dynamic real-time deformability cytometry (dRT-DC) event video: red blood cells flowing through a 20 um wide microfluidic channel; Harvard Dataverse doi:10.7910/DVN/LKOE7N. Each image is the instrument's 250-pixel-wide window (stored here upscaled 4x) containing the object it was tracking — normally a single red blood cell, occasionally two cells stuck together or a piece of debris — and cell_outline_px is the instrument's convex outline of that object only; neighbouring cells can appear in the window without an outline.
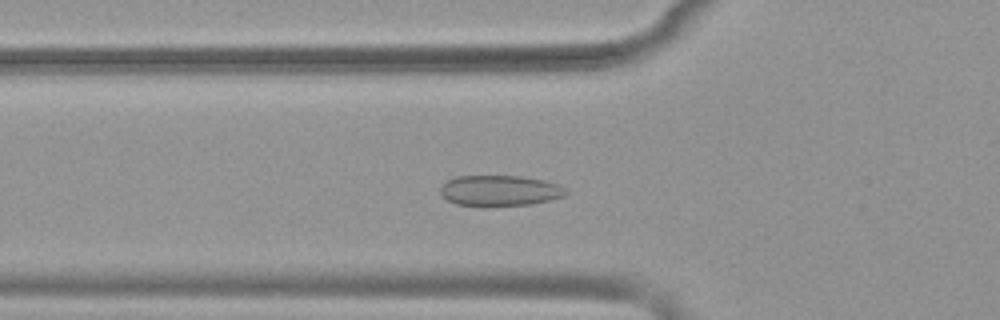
{"species": "common noctule bat (a hibernating species)", "species_latin": "Nyctalus noctula", "temperature_condition": "warm", "stored_images_in_passage": 50, "camera_frame_rate_fps": 3000, "um_per_image_px": 0.085, "animal": {"sex": "female", "body_mass_g": 19.9}, "frame": {"image": 1, "passage_image": 18, "time_ms": 5.667, "image_size_px": [1000, 320], "cell_outline_px": [[568, 192], [564, 196], [552, 200], [528, 204], [456, 204], [448, 200], [440, 192], [440, 188], [448, 180], [456, 176], [520, 176], [544, 180], [560, 184]], "centroid_in_image_um": [42.53, 16.17], "position_along_channel_um": 83.3, "area_um2": 21.85}}
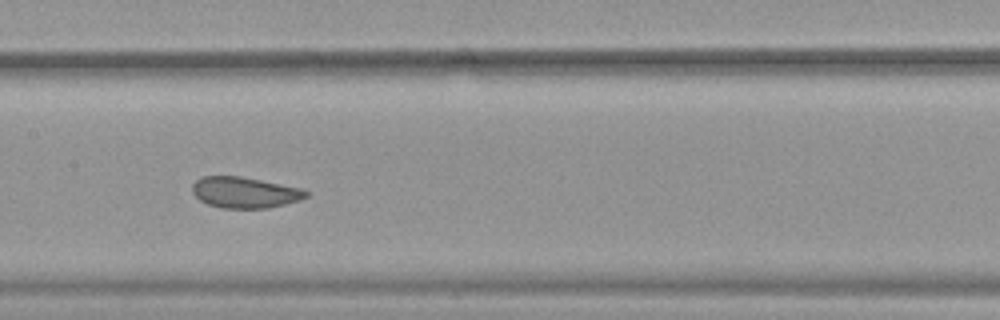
{"frame": {"image": 2, "passage_image": 26, "time_ms": 8.333, "image_size_px": [1000, 320], "cell_outline_px": [[308, 196], [300, 200], [268, 208], [220, 208], [208, 204], [200, 200], [192, 192], [192, 184], [200, 176], [240, 176], [300, 188], [308, 192]], "centroid_in_image_um": [20.77, 16.36], "position_along_channel_um": 186.6, "area_um2": 20.46}}
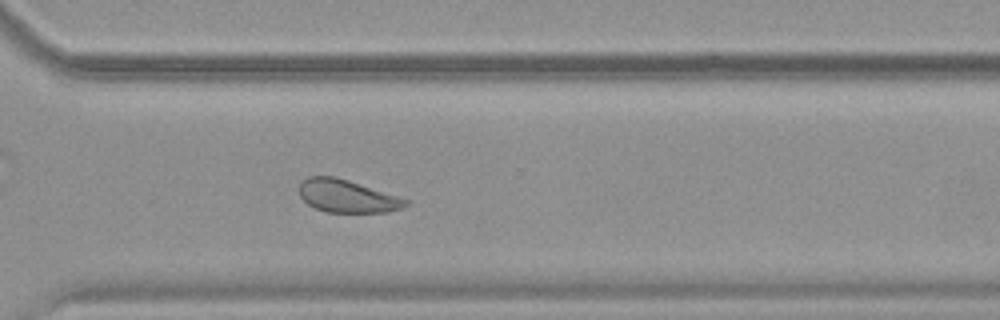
{"frame": {"image": 3, "passage_image": 38, "time_ms": 12.333, "image_size_px": [1000, 320], "cell_outline_px": [[408, 204], [404, 208], [388, 212], [328, 212], [316, 208], [308, 204], [300, 196], [300, 184], [308, 176], [336, 176], [408, 200]], "centroid_in_image_um": [29.5, 16.67], "position_along_channel_um": 341.1, "area_um2": 20.0}, "authors_computed_cell_mechanics": {"area_um2": 22.3975, "velocity_mm_per_s": 3.8579, "shape_relaxation_time_tau1_ms": 7.088, "shape_relaxation_time_tau2_ms": null, "deformation_change_tau1": 0.117, "deformation_change_tau2": null}}